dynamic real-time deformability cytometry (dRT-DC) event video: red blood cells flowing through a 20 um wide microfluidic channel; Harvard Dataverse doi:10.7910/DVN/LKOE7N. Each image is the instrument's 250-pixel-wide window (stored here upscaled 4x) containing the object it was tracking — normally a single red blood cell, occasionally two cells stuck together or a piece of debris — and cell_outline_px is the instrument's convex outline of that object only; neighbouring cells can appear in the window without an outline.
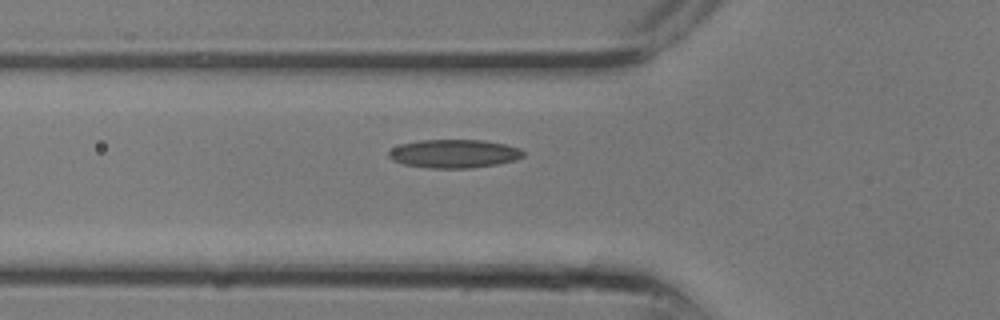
{"species": "common noctule bat (a hibernating species)", "species_latin": "Nyctalus noctula", "temperature_condition": "room temperature", "stored_images_in_passage": 6, "camera_frame_rate_fps": 3000, "um_per_image_px": 0.085, "animal": {"sex": "male", "body_mass_g": 13.3}, "frame": {"image": 1, "passage_image": 4, "time_ms": 1.0, "image_size_px": [1000, 320], "cell_outline_px": [[524, 156], [516, 160], [496, 164], [472, 168], [428, 168], [404, 164], [392, 160], [388, 156], [388, 152], [392, 148], [400, 144], [420, 140], [484, 140], [504, 144], [520, 148], [524, 152]], "centroid_in_image_um": [38.59, 13.06], "position_along_channel_um": 87.2, "area_um2": 22.37}}
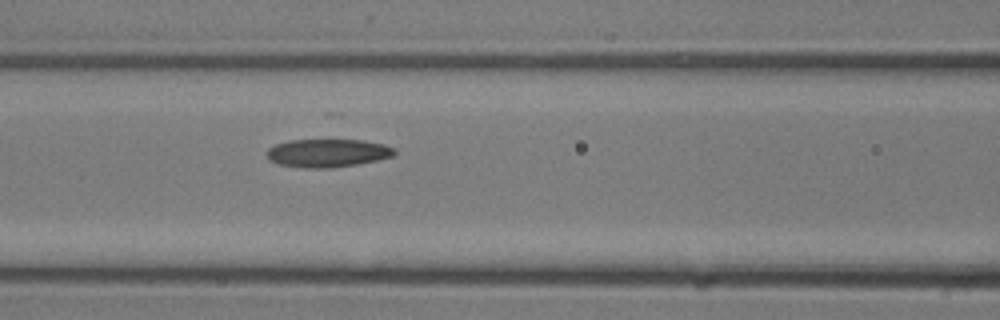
{"frame": {"image": 2, "passage_image": 6, "time_ms": 1.667, "image_size_px": [1000, 320], "cell_outline_px": [[396, 152], [392, 156], [376, 160], [356, 164], [332, 168], [304, 168], [276, 164], [268, 160], [268, 148], [276, 144], [288, 140], [360, 140], [384, 144], [392, 148]], "centroid_in_image_um": [27.79, 13.01], "position_along_channel_um": 138.8, "area_um2": 20.87}}